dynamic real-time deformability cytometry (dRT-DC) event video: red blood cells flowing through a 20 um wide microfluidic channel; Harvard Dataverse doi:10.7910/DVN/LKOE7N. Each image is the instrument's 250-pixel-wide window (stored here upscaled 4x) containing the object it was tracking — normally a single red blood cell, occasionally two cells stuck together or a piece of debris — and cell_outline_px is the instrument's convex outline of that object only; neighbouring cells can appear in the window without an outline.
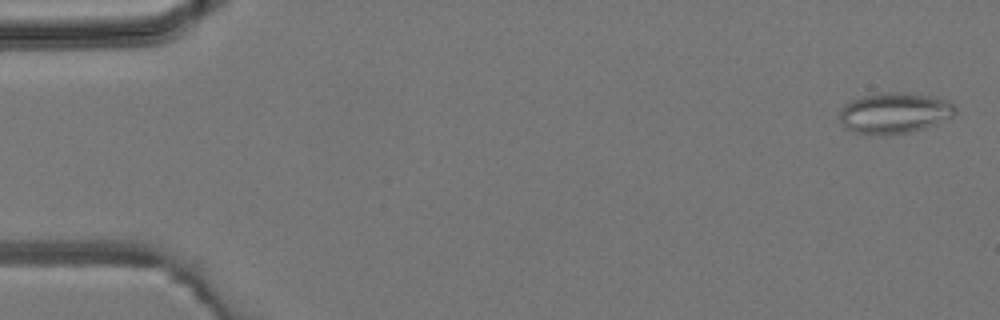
{"species": "common noctule bat (a hibernating species)", "species_latin": "Nyctalus noctula", "temperature_condition": "room temperature", "stored_images_in_passage": 2, "camera_frame_rate_fps": 3000, "um_per_image_px": 0.085, "animal": {"sex": "male", "body_mass_g": 19.2, "forearm_length_mm": 51.8}, "frame": {"image": 1, "passage_image": 1, "time_ms": 0.0, "image_size_px": [1000, 320], "cell_outline_px": [[956, 112], [952, 116], [936, 124], [924, 128], [908, 132], [884, 136], [852, 132], [844, 128], [840, 120], [840, 108], [844, 104], [852, 100], [864, 96], [880, 92], [908, 92], [936, 96], [948, 100], [956, 108]], "centroid_in_image_um": [76.02, 9.6], "position_along_channel_um": 9.0, "area_um2": 27.98}}